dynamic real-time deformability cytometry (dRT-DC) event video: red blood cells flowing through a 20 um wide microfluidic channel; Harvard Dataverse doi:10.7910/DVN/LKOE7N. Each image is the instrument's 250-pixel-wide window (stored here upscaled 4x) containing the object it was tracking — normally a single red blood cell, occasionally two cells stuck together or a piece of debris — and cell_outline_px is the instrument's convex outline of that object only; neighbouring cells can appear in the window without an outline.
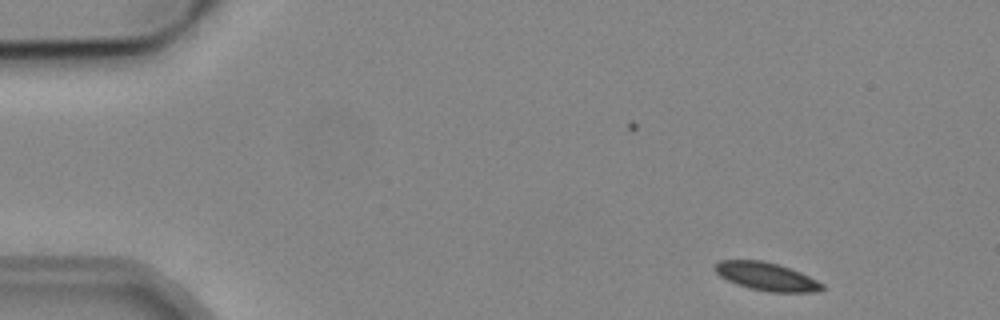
{"species": "common noctule bat (a hibernating species)", "species_latin": "Nyctalus noctula", "temperature_condition": "cold", "stored_images_in_passage": 4, "camera_frame_rate_fps": 3000, "um_per_image_px": 0.085, "animal": {"sex": "male", "body_mass_g": 19.2, "forearm_length_mm": 51.8}, "frame": {"image": 1, "passage_image": 1, "time_ms": 0.0, "image_size_px": [1000, 320], "cell_outline_px": [[824, 288], [816, 292], [768, 292], [748, 288], [736, 284], [720, 276], [716, 272], [716, 264], [720, 260], [764, 260], [800, 272], [824, 284]], "centroid_in_image_um": [65.16, 23.51], "position_along_channel_um": 19.8, "area_um2": 17.4}}